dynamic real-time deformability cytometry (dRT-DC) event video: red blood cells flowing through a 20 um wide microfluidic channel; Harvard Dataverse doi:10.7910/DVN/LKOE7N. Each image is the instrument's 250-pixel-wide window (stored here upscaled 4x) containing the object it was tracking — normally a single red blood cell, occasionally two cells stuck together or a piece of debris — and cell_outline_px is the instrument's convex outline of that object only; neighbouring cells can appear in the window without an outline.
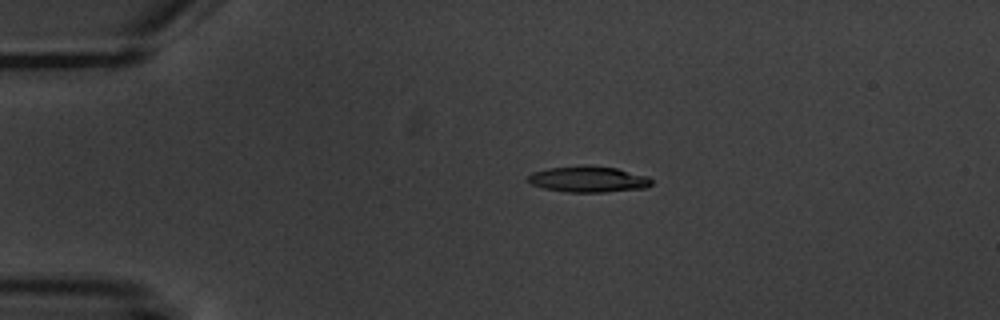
{"species": "common noctule bat (a hibernating species)", "species_latin": "Nyctalus noctula", "temperature_condition": "warm", "stored_images_in_passage": 7, "camera_frame_rate_fps": 3000, "um_per_image_px": 0.085, "animal": {"sex": "male", "body_mass_g": 20.1, "forearm_length_mm": 53.5}, "frame": {"image": 1, "passage_image": 3, "time_ms": 3.333, "image_size_px": [1000, 320], "cell_outline_px": [[652, 184], [648, 188], [604, 192], [564, 192], [544, 188], [532, 184], [524, 180], [532, 172], [548, 168], [584, 164], [588, 164], [616, 168], [648, 176], [652, 180]], "centroid_in_image_um": [50.0, 15.22], "position_along_channel_um": 35.0, "area_um2": 19.13}}
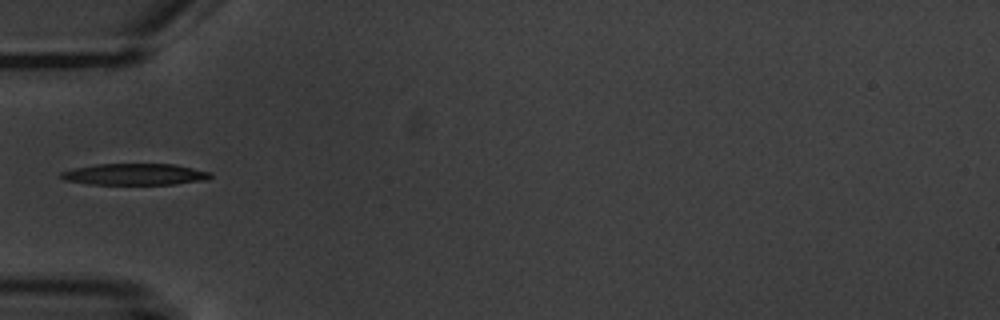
{"frame": {"image": 2, "passage_image": 5, "time_ms": 5.667, "image_size_px": [1000, 320], "cell_outline_px": [[212, 176], [208, 180], [172, 184], [92, 184], [64, 180], [60, 176], [60, 172], [76, 168], [96, 164], [176, 164], [212, 172]], "centroid_in_image_um": [11.52, 14.81], "position_along_channel_um": 73.5, "area_um2": 18.67}}